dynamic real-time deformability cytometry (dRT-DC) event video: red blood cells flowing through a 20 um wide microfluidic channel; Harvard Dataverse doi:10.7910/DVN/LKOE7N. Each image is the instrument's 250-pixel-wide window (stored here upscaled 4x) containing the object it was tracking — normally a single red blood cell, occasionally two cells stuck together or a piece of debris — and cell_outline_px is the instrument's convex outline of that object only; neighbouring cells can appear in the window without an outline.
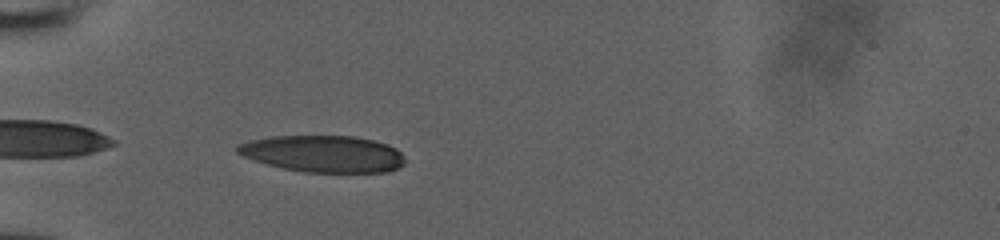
{"species": "human", "species_latin": "Homo sapiens", "temperature_condition": "room temperature", "stored_images_in_passage": 34, "camera_frame_rate_fps": 3000, "um_per_image_px": 0.085, "donor": {"sex": "male"}, "frame": {"image": 1, "passage_image": 2, "time_ms": 0.333, "image_size_px": [1000, 240], "cell_outline_px": [[404, 164], [388, 172], [304, 172], [284, 168], [268, 164], [244, 156], [236, 152], [236, 148], [240, 144], [252, 140], [272, 136], [352, 136], [372, 140], [388, 144], [396, 148], [404, 156]], "centroid_in_image_um": [27.51, 13.07], "position_along_channel_um": 57.5, "area_um2": 35.55}}
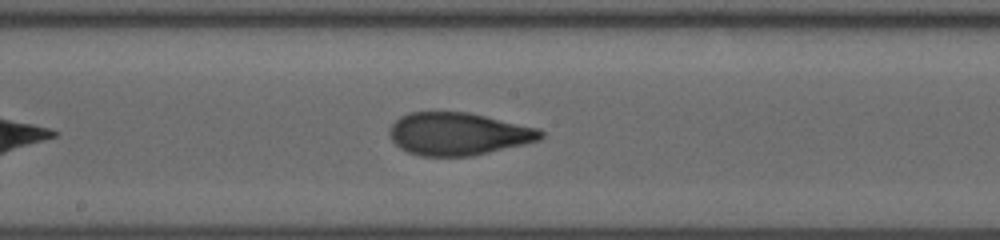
{"frame": {"image": 2, "passage_image": 14, "time_ms": 4.333, "image_size_px": [1000, 240], "cell_outline_px": [[544, 136], [540, 140], [524, 144], [472, 156], [420, 156], [408, 152], [400, 148], [392, 140], [388, 132], [392, 124], [400, 116], [408, 112], [468, 112], [540, 128], [544, 132]], "centroid_in_image_um": [38.96, 11.38], "position_along_channel_um": 209.2, "area_um2": 37.69}}
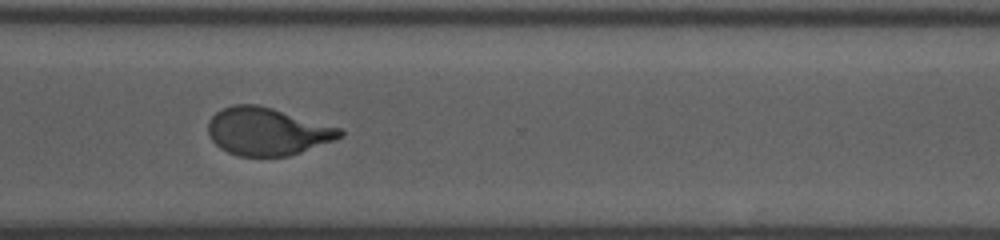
{"frame": {"image": 3, "passage_image": 24, "time_ms": 7.667, "image_size_px": [1000, 240], "cell_outline_px": [[344, 136], [336, 140], [288, 156], [240, 156], [228, 152], [220, 148], [208, 136], [208, 120], [216, 112], [232, 104], [256, 104], [272, 108], [340, 128], [344, 132]], "centroid_in_image_um": [22.7, 11.17], "position_along_channel_um": 347.9, "area_um2": 36.53}}